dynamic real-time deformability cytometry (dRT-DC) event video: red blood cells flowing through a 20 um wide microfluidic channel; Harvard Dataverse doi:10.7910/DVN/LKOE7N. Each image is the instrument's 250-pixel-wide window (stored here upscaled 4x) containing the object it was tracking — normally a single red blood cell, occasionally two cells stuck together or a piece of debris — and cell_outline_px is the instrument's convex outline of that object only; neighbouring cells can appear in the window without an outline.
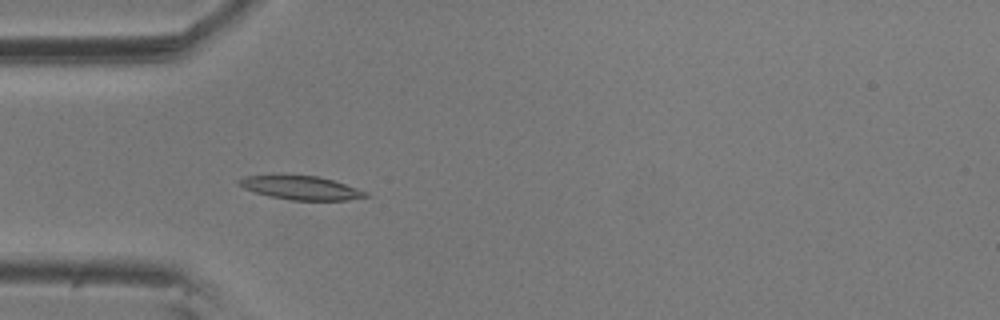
{"species": "common noctule bat (a hibernating species)", "species_latin": "Nyctalus noctula", "temperature_condition": "room temperature", "stored_images_in_passage": 4, "camera_frame_rate_fps": 3000, "um_per_image_px": 0.085, "animal": {"sex": "male", "body_mass_g": 20.5, "forearm_length_mm": 52.5}, "frame": {"image": 1, "passage_image": 4, "time_ms": 1.0, "image_size_px": [1000, 320], "cell_outline_px": [[368, 196], [348, 200], [292, 200], [268, 196], [244, 188], [236, 184], [236, 180], [244, 176], [316, 176], [332, 180], [368, 192]], "centroid_in_image_um": [25.55, 15.97], "position_along_channel_um": 59.4, "area_um2": 17.11}}